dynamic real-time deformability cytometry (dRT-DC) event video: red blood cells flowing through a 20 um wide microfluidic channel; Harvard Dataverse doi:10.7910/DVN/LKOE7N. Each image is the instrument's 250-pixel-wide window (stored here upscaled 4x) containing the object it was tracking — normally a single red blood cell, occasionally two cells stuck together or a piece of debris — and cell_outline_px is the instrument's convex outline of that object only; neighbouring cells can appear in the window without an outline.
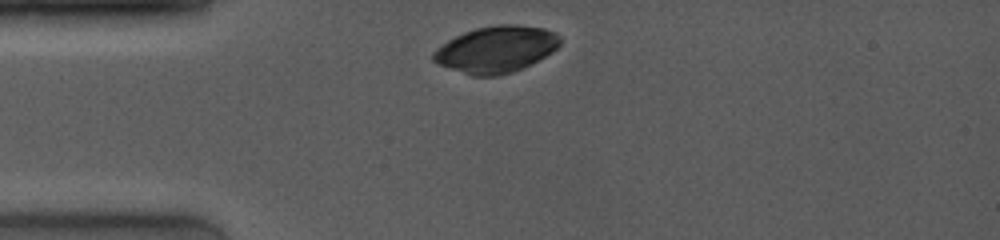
{"species": "common noctule bat (a hibernating species)", "species_latin": "Nyctalus noctula", "temperature_condition": "room temperature", "stored_images_in_passage": 2, "camera_frame_rate_fps": 4000, "um_per_image_px": 0.085, "animal": {"sex": "female", "body_mass_g": 19.0, "forearm_length_mm": 53.3}, "frame": {"image": 1, "passage_image": 1, "time_ms": 0.0, "image_size_px": [1000, 240], "cell_outline_px": [[560, 44], [552, 52], [524, 68], [512, 72], [496, 76], [472, 76], [440, 64], [432, 60], [432, 52], [436, 48], [448, 40], [464, 32], [476, 28], [500, 24], [516, 24], [544, 28], [556, 32], [560, 36]], "centroid_in_image_um": [42.18, 4.19], "position_along_channel_um": 42.8, "area_um2": 34.33}}